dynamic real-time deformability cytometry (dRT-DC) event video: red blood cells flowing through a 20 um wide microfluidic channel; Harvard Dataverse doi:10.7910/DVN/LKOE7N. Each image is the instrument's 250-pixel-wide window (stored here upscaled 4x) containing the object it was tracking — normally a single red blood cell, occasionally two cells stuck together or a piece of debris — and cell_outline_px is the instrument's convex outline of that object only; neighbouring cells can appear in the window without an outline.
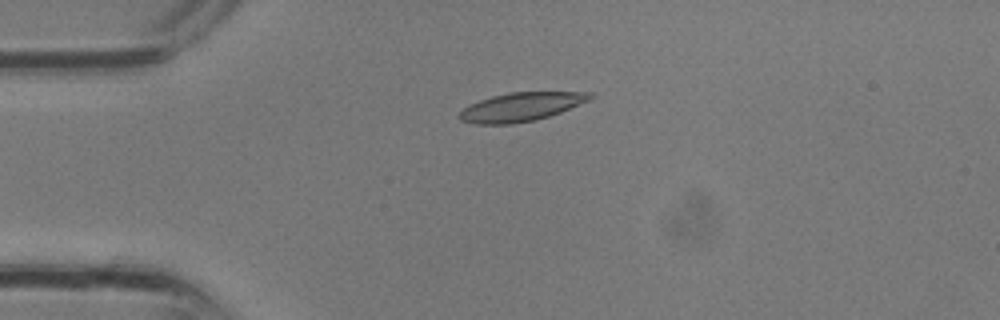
{"species": "common noctule bat (a hibernating species)", "species_latin": "Nyctalus noctula", "temperature_condition": "room temperature", "stored_images_in_passage": 3, "camera_frame_rate_fps": 3000, "um_per_image_px": 0.085, "animal": {"sex": "male", "body_mass_g": 13.3}, "frame": {"image": 1, "passage_image": 3, "time_ms": 0.667, "image_size_px": [1000, 320], "cell_outline_px": [[596, 96], [592, 100], [560, 112], [548, 116], [532, 120], [512, 124], [476, 124], [460, 120], [456, 116], [464, 108], [480, 100], [492, 96], [508, 92], [592, 92]], "centroid_in_image_um": [44.33, 9.08], "position_along_channel_um": 40.7, "area_um2": 21.85}}